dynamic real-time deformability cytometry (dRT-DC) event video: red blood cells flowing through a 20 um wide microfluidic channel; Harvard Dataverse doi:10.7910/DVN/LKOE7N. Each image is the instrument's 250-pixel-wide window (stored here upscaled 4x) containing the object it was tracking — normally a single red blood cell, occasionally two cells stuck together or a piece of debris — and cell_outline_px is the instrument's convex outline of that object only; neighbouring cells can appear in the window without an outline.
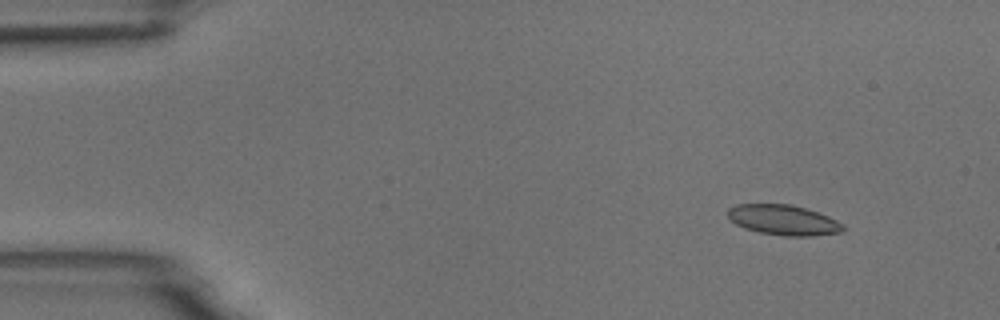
{"species": "common noctule bat (a hibernating species)", "species_latin": "Nyctalus noctula", "temperature_condition": "room temperature", "stored_images_in_passage": 54, "camera_frame_rate_fps": 3000, "um_per_image_px": 0.085, "animal": {"sex": "male", "body_mass_g": 18.8}, "frame": {"image": 1, "passage_image": 5, "time_ms": 1.333, "image_size_px": [1000, 320], "cell_outline_px": [[844, 232], [812, 236], [784, 236], [760, 232], [744, 228], [736, 224], [728, 216], [728, 208], [736, 204], [792, 204], [828, 216], [844, 224]], "centroid_in_image_um": [66.61, 18.7], "position_along_channel_um": 18.4, "area_um2": 20.29}}
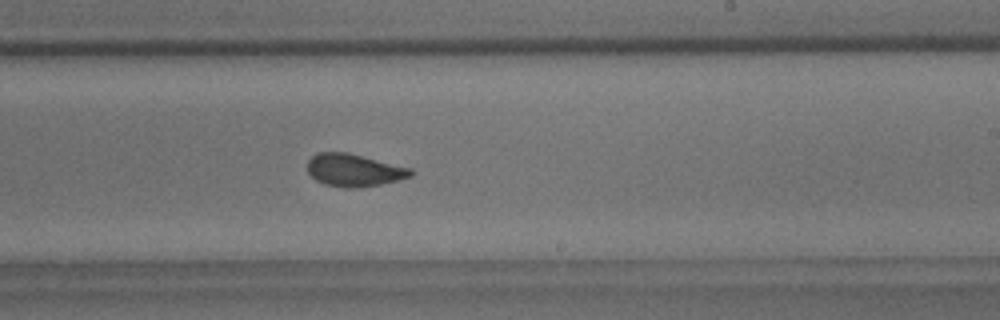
{"frame": {"image": 2, "passage_image": 32, "time_ms": 10.333, "image_size_px": [1000, 320], "cell_outline_px": [[412, 176], [380, 184], [360, 188], [344, 188], [324, 184], [316, 180], [308, 172], [308, 160], [316, 152], [348, 152], [412, 168]], "centroid_in_image_um": [30.08, 14.46], "position_along_channel_um": 258.9, "area_um2": 19.65}}
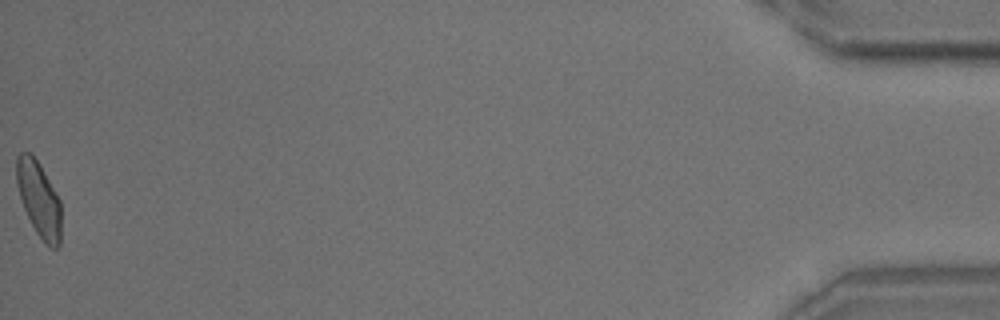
{"frame": {"image": 3, "passage_image": 54, "time_ms": 17.667, "image_size_px": [1000, 320], "cell_outline_px": [[60, 244], [56, 248], [52, 248], [44, 244], [36, 232], [24, 208], [16, 184], [16, 156], [20, 152], [32, 152], [40, 164], [60, 200]], "centroid_in_image_um": [3.29, 16.89], "position_along_channel_um": 431.9, "area_um2": 19.59}, "authors_computed_cell_mechanics": {"area_um2": 19.7387, "velocity_mm_per_s": 3.7116, "shape_relaxation_time_tau1_ms": 4.0803, "shape_relaxation_time_tau2_ms": 1.21, "deformation_change_tau1": 0.1156, "deformation_change_tau2": 0.0742}}